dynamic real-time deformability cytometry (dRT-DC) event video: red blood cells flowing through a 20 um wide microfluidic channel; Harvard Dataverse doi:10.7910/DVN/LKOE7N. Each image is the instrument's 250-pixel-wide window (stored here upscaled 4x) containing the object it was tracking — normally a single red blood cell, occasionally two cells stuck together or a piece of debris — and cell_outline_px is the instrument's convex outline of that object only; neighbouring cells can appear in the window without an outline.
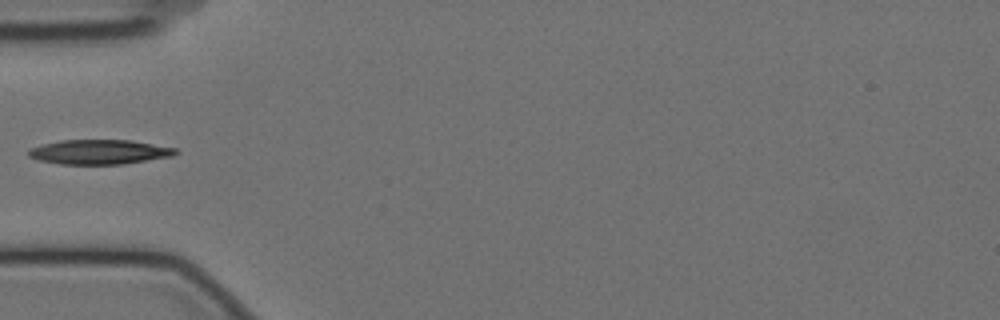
{"species": "Egyptian fruit bat (a non-hibernating species)", "species_latin": "Rousettus aegyptiacus", "temperature_condition": "cold", "stored_images_in_passage": 39, "camera_frame_rate_fps": 3000, "um_per_image_px": 0.085, "animal": {"sex": "female"}, "frame": {"image": 1, "passage_image": 1, "time_ms": 0.0, "image_size_px": [1000, 320], "cell_outline_px": [[180, 152], [172, 156], [124, 164], [60, 164], [36, 160], [28, 156], [28, 148], [60, 140], [128, 140], [176, 148]], "centroid_in_image_um": [8.41, 12.92], "position_along_channel_um": 76.6, "area_um2": 21.1}}
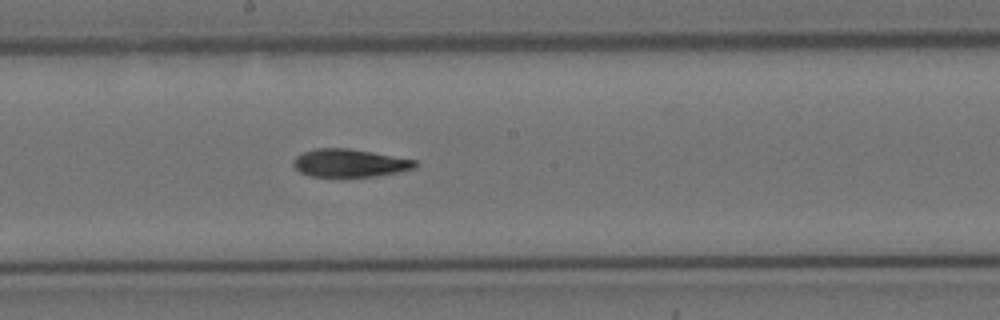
{"frame": {"image": 2, "passage_image": 13, "time_ms": 4.0, "image_size_px": [1000, 320], "cell_outline_px": [[416, 168], [376, 176], [344, 180], [340, 180], [312, 176], [300, 172], [292, 164], [292, 160], [296, 156], [304, 152], [316, 148], [348, 148], [372, 152], [416, 160]], "centroid_in_image_um": [29.67, 13.91], "position_along_channel_um": 218.5, "area_um2": 20.58}}
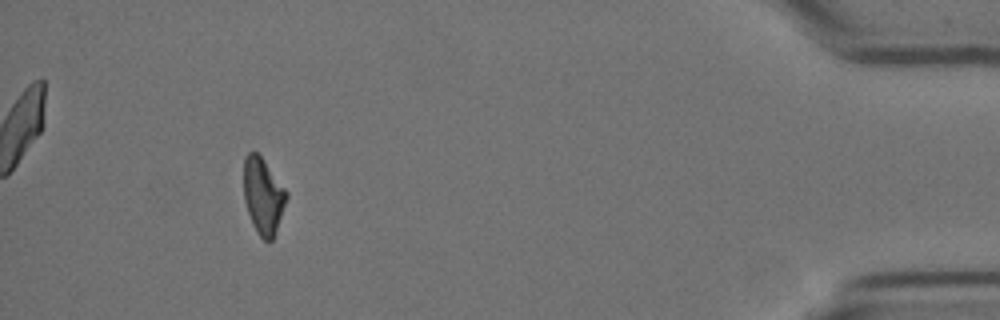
{"frame": {"image": 3, "passage_image": 35, "time_ms": 11.333, "image_size_px": [1000, 320], "cell_outline_px": [[288, 196], [272, 240], [264, 240], [256, 232], [252, 224], [244, 200], [244, 156], [248, 152], [256, 152], [264, 160], [288, 192]], "centroid_in_image_um": [22.35, 16.63], "position_along_channel_um": 412.8, "area_um2": 18.79}}